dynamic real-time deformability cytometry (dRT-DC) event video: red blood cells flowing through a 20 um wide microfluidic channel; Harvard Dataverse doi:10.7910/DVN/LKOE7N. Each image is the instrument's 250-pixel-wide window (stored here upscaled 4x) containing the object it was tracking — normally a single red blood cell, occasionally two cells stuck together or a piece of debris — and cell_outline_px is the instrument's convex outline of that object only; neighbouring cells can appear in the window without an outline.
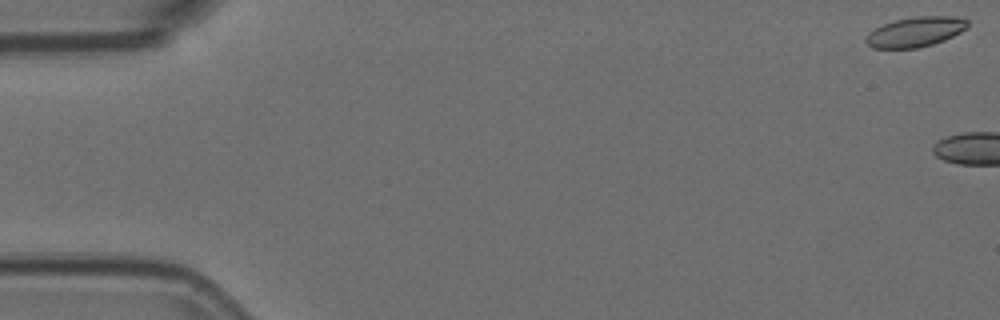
{"species": "Egyptian fruit bat (a non-hibernating species)", "species_latin": "Rousettus aegyptiacus", "temperature_condition": "room temperature", "stored_images_in_passage": 9, "camera_frame_rate_fps": 3000, "um_per_image_px": 0.085, "animal": {"sex": "female"}, "frame": {"image": 1, "passage_image": 1, "time_ms": 0.0, "image_size_px": [1000, 320], "cell_outline_px": [[968, 28], [944, 40], [932, 44], [916, 48], [872, 48], [864, 40], [876, 28], [884, 24], [896, 20], [916, 16], [952, 16], [968, 20]], "centroid_in_image_um": [77.84, 2.71], "position_along_channel_um": 7.2, "area_um2": 17.46}}